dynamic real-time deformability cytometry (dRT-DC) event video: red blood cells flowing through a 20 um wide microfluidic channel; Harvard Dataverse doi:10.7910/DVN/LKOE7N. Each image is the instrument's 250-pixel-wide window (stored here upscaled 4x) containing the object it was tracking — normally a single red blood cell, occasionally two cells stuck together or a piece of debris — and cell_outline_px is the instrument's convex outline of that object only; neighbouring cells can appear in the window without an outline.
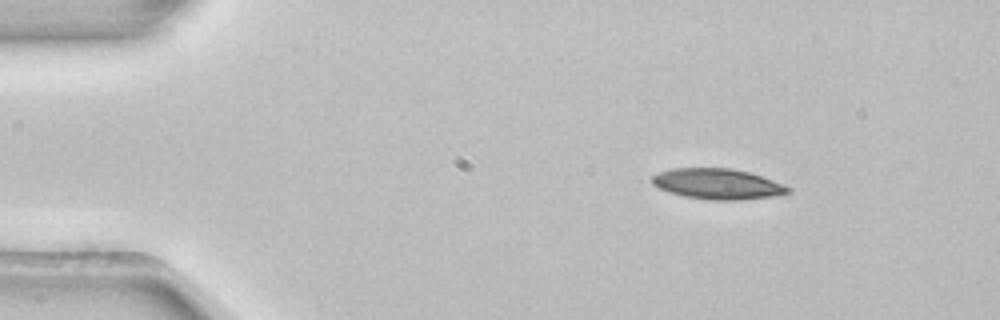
{"species": "common noctule bat (a hibernating species)", "species_latin": "Nyctalus noctula", "temperature_condition": "room temperature", "stored_images_in_passage": 2, "camera_frame_rate_fps": 3000, "um_per_image_px": 0.085, "animal": {"sex": "female", "body_mass_g": 22.7, "forearm_length_mm": 54.2}, "frame": {"image": 1, "passage_image": 1, "time_ms": 0.0, "image_size_px": [1000, 320], "cell_outline_px": [[792, 192], [772, 196], [740, 200], [712, 200], [684, 196], [668, 192], [652, 184], [652, 176], [660, 172], [672, 168], [732, 168], [748, 172], [784, 184], [792, 188]], "centroid_in_image_um": [61.0, 15.63], "position_along_channel_um": 24.0, "area_um2": 24.16}}